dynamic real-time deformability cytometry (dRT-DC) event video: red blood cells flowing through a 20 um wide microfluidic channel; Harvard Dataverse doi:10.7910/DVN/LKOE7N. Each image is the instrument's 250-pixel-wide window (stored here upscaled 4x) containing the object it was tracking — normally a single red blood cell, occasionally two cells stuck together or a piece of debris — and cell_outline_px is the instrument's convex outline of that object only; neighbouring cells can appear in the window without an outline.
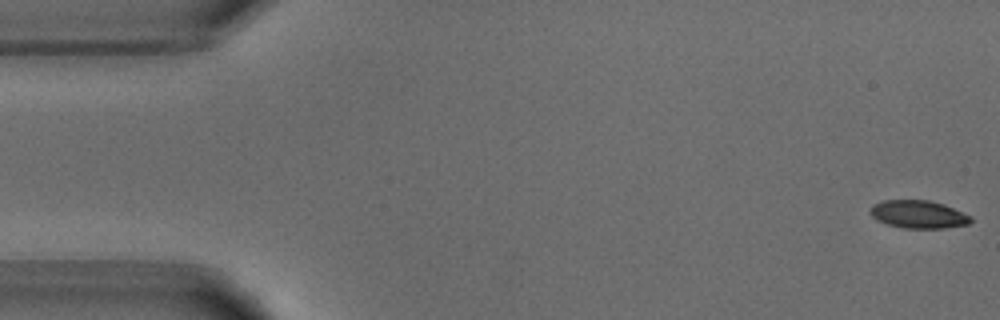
{"species": "common noctule bat (a hibernating species)", "species_latin": "Nyctalus noctula", "temperature_condition": "warm", "stored_images_in_passage": 52, "camera_frame_rate_fps": 3000, "um_per_image_px": 0.085, "animal": {"sex": "male", "body_mass_g": 18.8}, "frame": {"image": 1, "passage_image": 1, "time_ms": 0.0, "image_size_px": [1000, 320], "cell_outline_px": [[972, 220], [968, 224], [944, 228], [904, 228], [888, 224], [876, 220], [868, 212], [872, 204], [884, 200], [928, 200], [944, 204], [972, 216]], "centroid_in_image_um": [78.04, 18.21], "position_along_channel_um": 7.0, "area_um2": 16.42}}
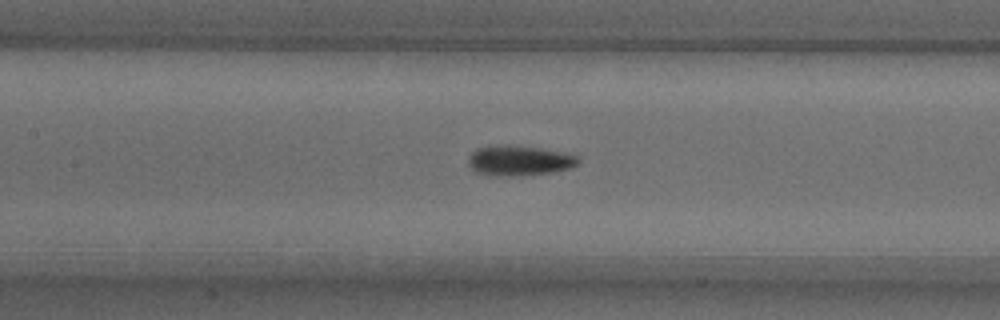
{"frame": {"image": 2, "passage_image": 23, "time_ms": 7.333, "image_size_px": [1000, 320], "cell_outline_px": [[580, 160], [572, 168], [552, 172], [508, 176], [496, 176], [476, 172], [468, 164], [468, 156], [476, 148], [504, 144], [540, 148], [580, 156]], "centroid_in_image_um": [44.12, 13.64], "position_along_channel_um": 163.3, "area_um2": 19.25}}
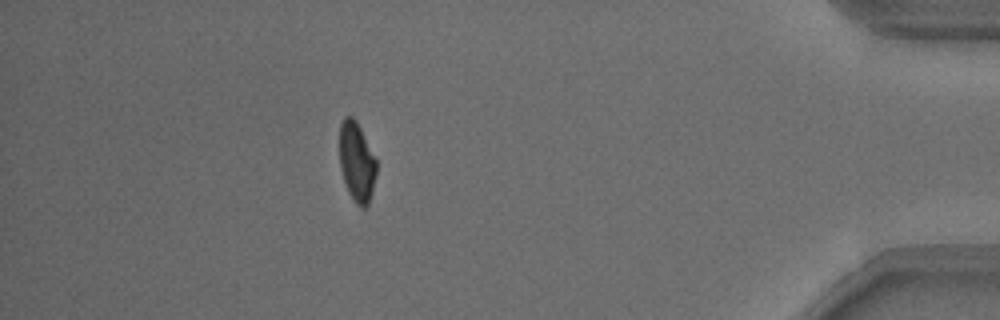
{"frame": {"image": 3, "passage_image": 46, "time_ms": 15.0, "image_size_px": [1000, 320], "cell_outline_px": [[376, 176], [372, 192], [368, 204], [364, 208], [360, 208], [356, 204], [348, 192], [340, 168], [340, 124], [344, 116], [352, 116], [356, 120], [376, 160]], "centroid_in_image_um": [30.31, 13.78], "position_along_channel_um": 404.9, "area_um2": 16.99}, "authors_computed_cell_mechanics": {"area_um2": 18.0914, "velocity_mm_per_s": 3.842, "shape_relaxation_time_tau1_ms": 6.1875, "shape_relaxation_time_tau2_ms": 3.8312, "deformation_change_tau1": 0.1948, "deformation_change_tau2": 0.0941}}